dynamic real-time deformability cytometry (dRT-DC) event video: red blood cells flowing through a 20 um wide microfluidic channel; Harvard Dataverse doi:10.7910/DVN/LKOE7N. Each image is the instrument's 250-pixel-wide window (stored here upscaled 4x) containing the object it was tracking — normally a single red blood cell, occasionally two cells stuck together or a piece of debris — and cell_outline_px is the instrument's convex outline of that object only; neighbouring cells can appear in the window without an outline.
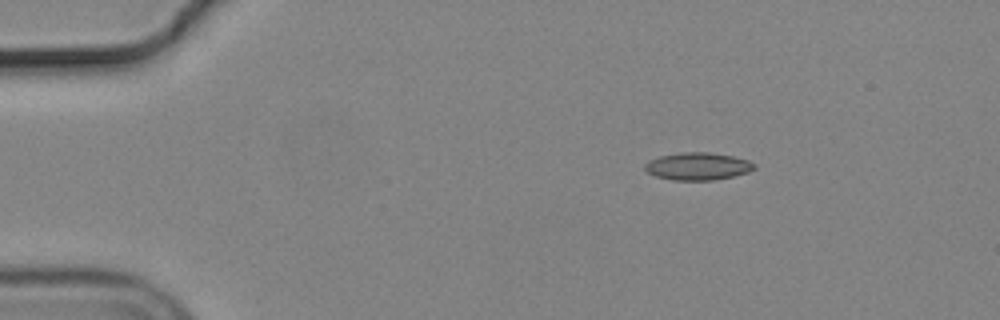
{"species": "common noctule bat (a hibernating species)", "species_latin": "Nyctalus noctula", "temperature_condition": "cold", "stored_images_in_passage": 27, "camera_frame_rate_fps": 3000, "um_per_image_px": 0.085, "animal": {"sex": "male", "body_mass_g": 19.2, "forearm_length_mm": 51.8}, "frame": {"image": 1, "passage_image": 1, "time_ms": 0.0, "image_size_px": [1000, 320], "cell_outline_px": [[756, 168], [748, 172], [732, 176], [712, 180], [672, 180], [656, 176], [648, 172], [644, 168], [644, 164], [648, 160], [660, 156], [680, 152], [708, 152], [732, 156], [748, 160], [756, 164]], "centroid_in_image_um": [59.3, 14.13], "position_along_channel_um": 25.7, "area_um2": 17.51}}
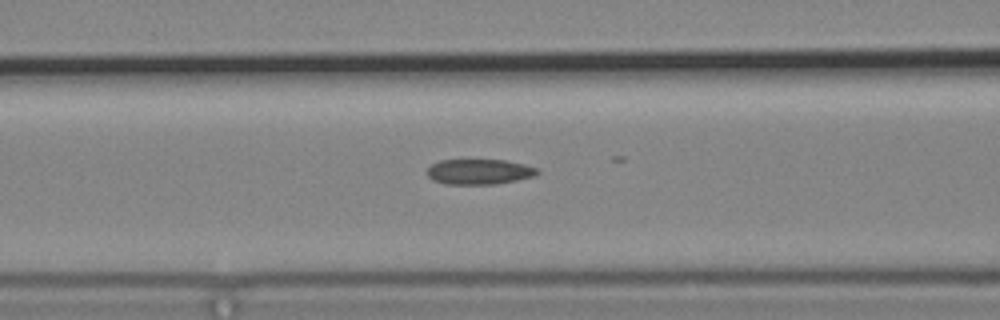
{"frame": {"image": 2, "passage_image": 15, "time_ms": 4.667, "image_size_px": [1000, 320], "cell_outline_px": [[540, 172], [536, 176], [496, 184], [444, 184], [432, 180], [428, 176], [428, 168], [432, 164], [440, 160], [504, 160], [524, 164], [536, 168]], "centroid_in_image_um": [40.74, 14.6], "position_along_channel_um": 125.9, "area_um2": 16.24}}
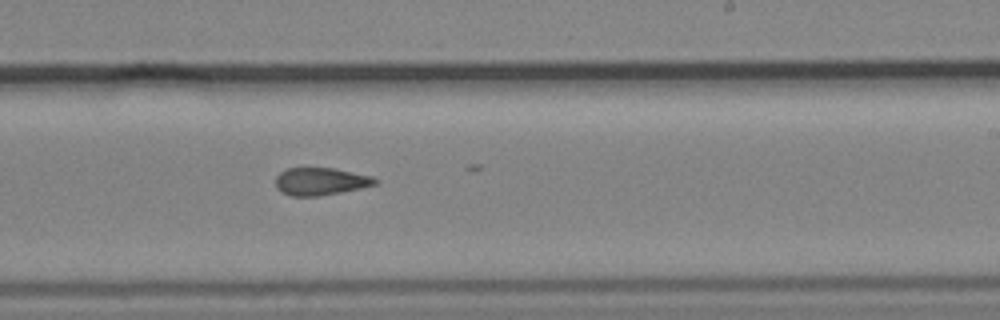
{"frame": {"image": 3, "passage_image": 26, "time_ms": 8.333, "image_size_px": [1000, 320], "cell_outline_px": [[380, 180], [376, 184], [360, 188], [320, 196], [292, 196], [280, 192], [276, 188], [276, 176], [280, 172], [288, 168], [336, 168], [372, 176]], "centroid_in_image_um": [27.25, 15.42], "position_along_channel_um": 261.8, "area_um2": 16.07}}